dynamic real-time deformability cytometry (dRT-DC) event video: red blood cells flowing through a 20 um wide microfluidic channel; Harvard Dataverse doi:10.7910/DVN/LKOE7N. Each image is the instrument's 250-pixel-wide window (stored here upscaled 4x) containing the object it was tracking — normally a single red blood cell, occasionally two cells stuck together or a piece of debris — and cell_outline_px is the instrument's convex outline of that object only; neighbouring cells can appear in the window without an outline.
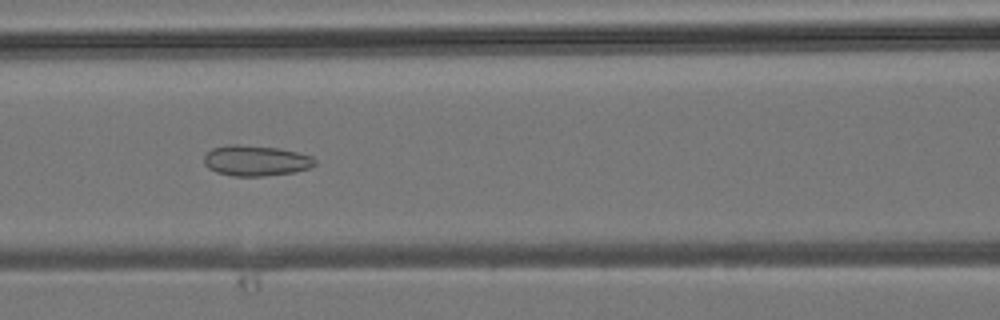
{"species": "common noctule bat (a hibernating species)", "species_latin": "Nyctalus noctula", "temperature_condition": "room temperature", "stored_images_in_passage": 39, "camera_frame_rate_fps": 3000, "um_per_image_px": 0.085, "animal": {"sex": "male", "body_mass_g": 19.2, "forearm_length_mm": 51.8}, "frame": {"image": 1, "passage_image": 14, "time_ms": 4.333, "image_size_px": [1000, 320], "cell_outline_px": [[316, 164], [312, 168], [296, 172], [264, 176], [232, 176], [216, 172], [208, 168], [204, 164], [204, 156], [212, 148], [228, 144], [236, 144], [280, 148], [312, 156], [316, 160]], "centroid_in_image_um": [21.76, 13.66], "position_along_channel_um": 144.8, "area_um2": 20.0}}
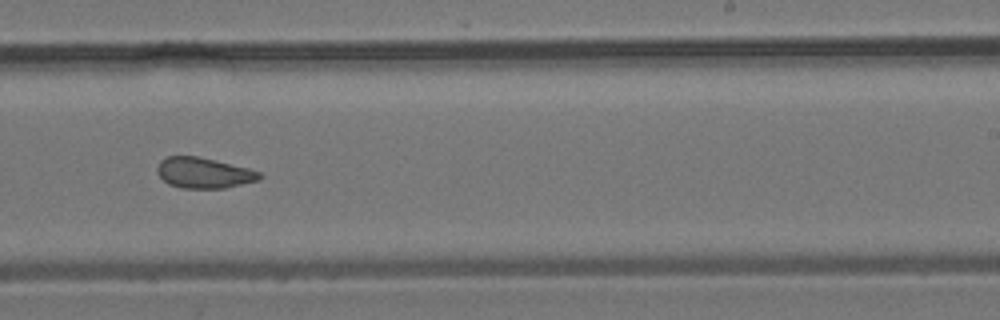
{"frame": {"image": 2, "passage_image": 22, "time_ms": 7.0, "image_size_px": [1000, 320], "cell_outline_px": [[264, 176], [260, 180], [224, 188], [180, 188], [168, 184], [156, 172], [156, 168], [160, 160], [168, 156], [196, 156], [216, 160], [248, 168], [260, 172]], "centroid_in_image_um": [17.32, 14.69], "position_along_channel_um": 271.7, "area_um2": 18.38}}
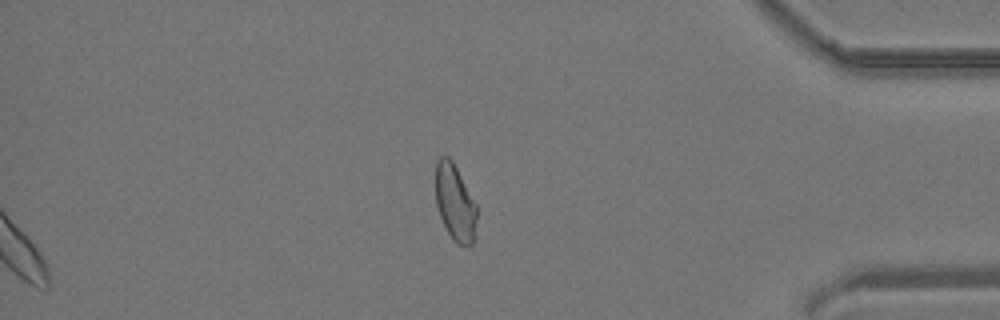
{"frame": {"image": 3, "passage_image": 32, "time_ms": 10.333, "image_size_px": [1000, 320], "cell_outline_px": [[476, 240], [472, 244], [456, 244], [452, 240], [440, 216], [436, 204], [436, 160], [440, 156], [448, 156], [452, 160], [476, 204]], "centroid_in_image_um": [38.68, 17.24], "position_along_channel_um": 396.5, "area_um2": 18.32}}